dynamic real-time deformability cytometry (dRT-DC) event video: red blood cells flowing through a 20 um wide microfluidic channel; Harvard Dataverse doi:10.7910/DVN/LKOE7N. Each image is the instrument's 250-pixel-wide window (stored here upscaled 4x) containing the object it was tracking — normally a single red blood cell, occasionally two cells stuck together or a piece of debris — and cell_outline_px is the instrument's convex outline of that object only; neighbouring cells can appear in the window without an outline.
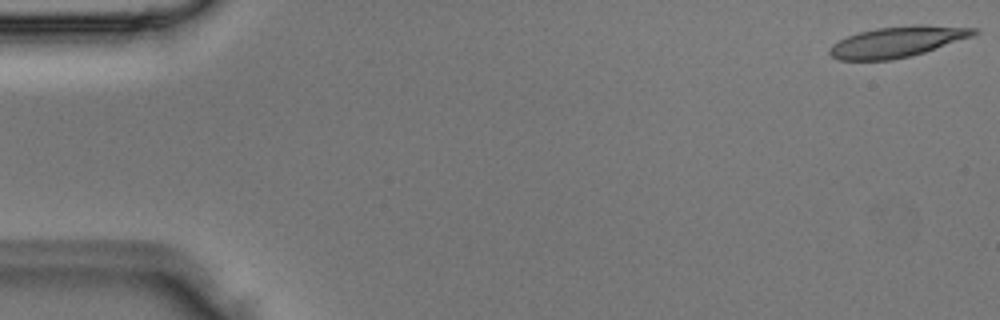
{"species": "Egyptian fruit bat (a non-hibernating species)", "species_latin": "Rousettus aegyptiacus", "temperature_condition": "room temperature", "stored_images_in_passage": 3, "camera_frame_rate_fps": 3000, "um_per_image_px": 0.085, "animal": {"sex": "male"}, "frame": {"image": 1, "passage_image": 1, "time_ms": 0.0, "image_size_px": [1000, 320], "cell_outline_px": [[980, 32], [972, 36], [912, 56], [892, 60], [840, 60], [832, 56], [828, 52], [828, 48], [832, 44], [848, 36], [860, 32], [876, 28], [912, 24], [924, 24], [980, 28]], "centroid_in_image_um": [76.3, 3.54], "position_along_channel_um": 8.7, "area_um2": 26.01}}